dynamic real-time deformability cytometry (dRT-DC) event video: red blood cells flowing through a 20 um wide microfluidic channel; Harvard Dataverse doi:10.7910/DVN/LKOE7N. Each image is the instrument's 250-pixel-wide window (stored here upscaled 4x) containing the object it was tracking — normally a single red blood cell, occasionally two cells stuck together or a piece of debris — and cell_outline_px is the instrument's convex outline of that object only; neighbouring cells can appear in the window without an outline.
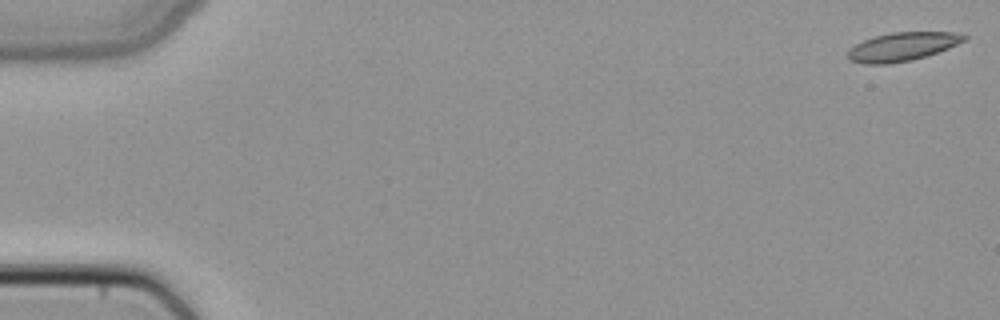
{"species": "common noctule bat (a hibernating species)", "species_latin": "Nyctalus noctula", "temperature_condition": "cold", "stored_images_in_passage": 16, "camera_frame_rate_fps": 3000, "um_per_image_px": 0.085, "animal": {"sex": "female", "body_mass_g": 22.7, "forearm_length_mm": 54.2}, "frame": {"image": 1, "passage_image": 1, "time_ms": 0.0, "image_size_px": [1000, 320], "cell_outline_px": [[968, 36], [964, 40], [948, 48], [912, 60], [888, 64], [864, 64], [852, 60], [848, 56], [848, 52], [856, 44], [864, 40], [876, 36], [892, 32], [956, 32]], "centroid_in_image_um": [76.71, 3.96], "position_along_channel_um": 8.3, "area_um2": 18.96}}
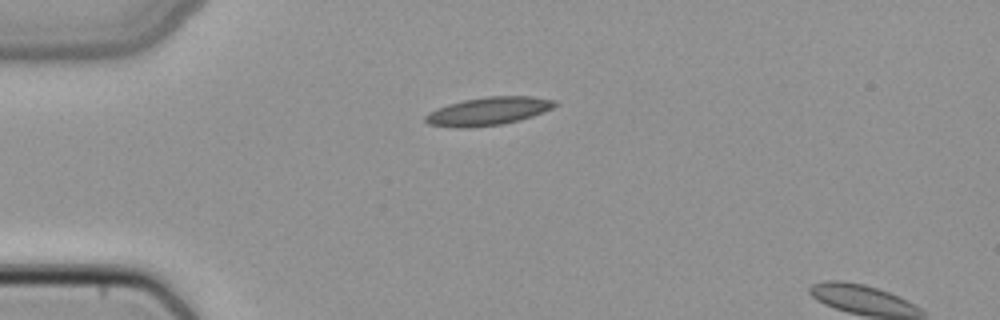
{"frame": {"image": 2, "passage_image": 13, "time_ms": 4.0, "image_size_px": [1000, 320], "cell_outline_px": [[560, 104], [544, 112], [520, 120], [504, 124], [468, 128], [456, 128], [428, 124], [424, 120], [424, 116], [428, 112], [436, 108], [448, 104], [464, 100], [488, 96], [532, 96], [556, 100]], "centroid_in_image_um": [41.51, 9.45], "position_along_channel_um": 43.5, "area_um2": 21.5}}